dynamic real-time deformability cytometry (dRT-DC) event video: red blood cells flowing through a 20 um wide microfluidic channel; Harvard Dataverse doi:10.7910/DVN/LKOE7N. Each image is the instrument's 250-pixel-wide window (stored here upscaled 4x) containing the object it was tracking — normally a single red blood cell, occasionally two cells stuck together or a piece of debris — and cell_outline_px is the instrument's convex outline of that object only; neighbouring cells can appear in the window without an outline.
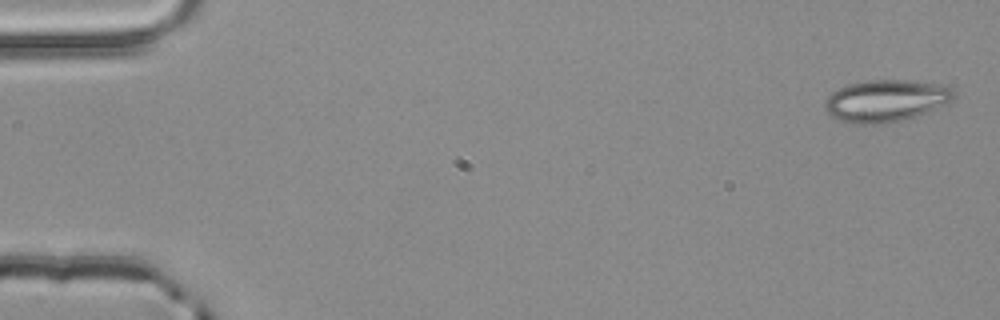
{"species": "common noctule bat (a hibernating species)", "species_latin": "Nyctalus noctula", "temperature_condition": "room temperature", "stored_images_in_passage": 4, "camera_frame_rate_fps": 3000, "um_per_image_px": 0.085, "animal": {"sex": "male", "body_mass_g": 20.4}, "frame": {"image": 1, "passage_image": 1, "time_ms": 0.0, "image_size_px": [1000, 320], "cell_outline_px": [[956, 96], [952, 100], [916, 116], [900, 120], [880, 124], [848, 124], [832, 116], [824, 108], [824, 100], [832, 92], [848, 84], [868, 80], [908, 80], [948, 84], [956, 92]], "centroid_in_image_um": [75.3, 8.55], "position_along_channel_um": 9.7, "area_um2": 31.73}}